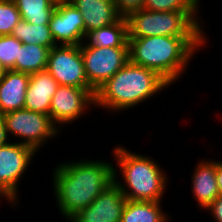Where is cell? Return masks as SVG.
<instances>
[{
  "instance_id": "obj_18",
  "label": "cell",
  "mask_w": 222,
  "mask_h": 222,
  "mask_svg": "<svg viewBox=\"0 0 222 222\" xmlns=\"http://www.w3.org/2000/svg\"><path fill=\"white\" fill-rule=\"evenodd\" d=\"M161 202L126 200L120 222H170Z\"/></svg>"
},
{
  "instance_id": "obj_12",
  "label": "cell",
  "mask_w": 222,
  "mask_h": 222,
  "mask_svg": "<svg viewBox=\"0 0 222 222\" xmlns=\"http://www.w3.org/2000/svg\"><path fill=\"white\" fill-rule=\"evenodd\" d=\"M126 197L112 183L86 208L78 211L67 222H120Z\"/></svg>"
},
{
  "instance_id": "obj_7",
  "label": "cell",
  "mask_w": 222,
  "mask_h": 222,
  "mask_svg": "<svg viewBox=\"0 0 222 222\" xmlns=\"http://www.w3.org/2000/svg\"><path fill=\"white\" fill-rule=\"evenodd\" d=\"M38 153L31 147L9 141L0 147V192L17 208L20 180L30 170L35 155ZM30 165V166H29Z\"/></svg>"
},
{
  "instance_id": "obj_8",
  "label": "cell",
  "mask_w": 222,
  "mask_h": 222,
  "mask_svg": "<svg viewBox=\"0 0 222 222\" xmlns=\"http://www.w3.org/2000/svg\"><path fill=\"white\" fill-rule=\"evenodd\" d=\"M95 106V91L74 86L59 85L52 97L50 117L62 132L64 125L79 121ZM59 125V126H58Z\"/></svg>"
},
{
  "instance_id": "obj_28",
  "label": "cell",
  "mask_w": 222,
  "mask_h": 222,
  "mask_svg": "<svg viewBox=\"0 0 222 222\" xmlns=\"http://www.w3.org/2000/svg\"><path fill=\"white\" fill-rule=\"evenodd\" d=\"M216 182L218 184L219 195L222 196V161L216 159Z\"/></svg>"
},
{
  "instance_id": "obj_30",
  "label": "cell",
  "mask_w": 222,
  "mask_h": 222,
  "mask_svg": "<svg viewBox=\"0 0 222 222\" xmlns=\"http://www.w3.org/2000/svg\"><path fill=\"white\" fill-rule=\"evenodd\" d=\"M1 199L4 200V201L6 200V203L8 202L9 205L15 207V206L0 192V201H1Z\"/></svg>"
},
{
  "instance_id": "obj_5",
  "label": "cell",
  "mask_w": 222,
  "mask_h": 222,
  "mask_svg": "<svg viewBox=\"0 0 222 222\" xmlns=\"http://www.w3.org/2000/svg\"><path fill=\"white\" fill-rule=\"evenodd\" d=\"M200 15L199 11L156 12L141 9L126 18L128 38L183 37L199 52L209 41L204 32V23L201 21L202 15Z\"/></svg>"
},
{
  "instance_id": "obj_19",
  "label": "cell",
  "mask_w": 222,
  "mask_h": 222,
  "mask_svg": "<svg viewBox=\"0 0 222 222\" xmlns=\"http://www.w3.org/2000/svg\"><path fill=\"white\" fill-rule=\"evenodd\" d=\"M50 48L37 44H23L19 49L18 58L15 60L17 72L32 74L47 69Z\"/></svg>"
},
{
  "instance_id": "obj_23",
  "label": "cell",
  "mask_w": 222,
  "mask_h": 222,
  "mask_svg": "<svg viewBox=\"0 0 222 222\" xmlns=\"http://www.w3.org/2000/svg\"><path fill=\"white\" fill-rule=\"evenodd\" d=\"M20 20L21 14L13 0H0V36L11 35Z\"/></svg>"
},
{
  "instance_id": "obj_20",
  "label": "cell",
  "mask_w": 222,
  "mask_h": 222,
  "mask_svg": "<svg viewBox=\"0 0 222 222\" xmlns=\"http://www.w3.org/2000/svg\"><path fill=\"white\" fill-rule=\"evenodd\" d=\"M11 35L23 44H37L50 49L56 46L49 24L36 25L21 19L13 28Z\"/></svg>"
},
{
  "instance_id": "obj_1",
  "label": "cell",
  "mask_w": 222,
  "mask_h": 222,
  "mask_svg": "<svg viewBox=\"0 0 222 222\" xmlns=\"http://www.w3.org/2000/svg\"><path fill=\"white\" fill-rule=\"evenodd\" d=\"M65 161L54 166L50 177L56 207L68 221L114 182V165L102 159Z\"/></svg>"
},
{
  "instance_id": "obj_31",
  "label": "cell",
  "mask_w": 222,
  "mask_h": 222,
  "mask_svg": "<svg viewBox=\"0 0 222 222\" xmlns=\"http://www.w3.org/2000/svg\"><path fill=\"white\" fill-rule=\"evenodd\" d=\"M54 4L58 5L60 4L61 2L63 1H66V0H51Z\"/></svg>"
},
{
  "instance_id": "obj_9",
  "label": "cell",
  "mask_w": 222,
  "mask_h": 222,
  "mask_svg": "<svg viewBox=\"0 0 222 222\" xmlns=\"http://www.w3.org/2000/svg\"><path fill=\"white\" fill-rule=\"evenodd\" d=\"M89 86L96 92L128 61V47H80Z\"/></svg>"
},
{
  "instance_id": "obj_26",
  "label": "cell",
  "mask_w": 222,
  "mask_h": 222,
  "mask_svg": "<svg viewBox=\"0 0 222 222\" xmlns=\"http://www.w3.org/2000/svg\"><path fill=\"white\" fill-rule=\"evenodd\" d=\"M210 216L213 222H222V196L219 195L206 209H204Z\"/></svg>"
},
{
  "instance_id": "obj_10",
  "label": "cell",
  "mask_w": 222,
  "mask_h": 222,
  "mask_svg": "<svg viewBox=\"0 0 222 222\" xmlns=\"http://www.w3.org/2000/svg\"><path fill=\"white\" fill-rule=\"evenodd\" d=\"M46 70L59 85L92 89L85 73L80 45H56L51 48Z\"/></svg>"
},
{
  "instance_id": "obj_4",
  "label": "cell",
  "mask_w": 222,
  "mask_h": 222,
  "mask_svg": "<svg viewBox=\"0 0 222 222\" xmlns=\"http://www.w3.org/2000/svg\"><path fill=\"white\" fill-rule=\"evenodd\" d=\"M128 54L130 62L154 70L174 85L198 52L183 37L152 36L128 38Z\"/></svg>"
},
{
  "instance_id": "obj_15",
  "label": "cell",
  "mask_w": 222,
  "mask_h": 222,
  "mask_svg": "<svg viewBox=\"0 0 222 222\" xmlns=\"http://www.w3.org/2000/svg\"><path fill=\"white\" fill-rule=\"evenodd\" d=\"M30 74L7 70L0 79V115L25 108Z\"/></svg>"
},
{
  "instance_id": "obj_24",
  "label": "cell",
  "mask_w": 222,
  "mask_h": 222,
  "mask_svg": "<svg viewBox=\"0 0 222 222\" xmlns=\"http://www.w3.org/2000/svg\"><path fill=\"white\" fill-rule=\"evenodd\" d=\"M22 45L23 43L12 35L0 36V61L7 70L15 67V60Z\"/></svg>"
},
{
  "instance_id": "obj_11",
  "label": "cell",
  "mask_w": 222,
  "mask_h": 222,
  "mask_svg": "<svg viewBox=\"0 0 222 222\" xmlns=\"http://www.w3.org/2000/svg\"><path fill=\"white\" fill-rule=\"evenodd\" d=\"M49 28L56 45H80L85 36L82 13L69 0L56 6Z\"/></svg>"
},
{
  "instance_id": "obj_2",
  "label": "cell",
  "mask_w": 222,
  "mask_h": 222,
  "mask_svg": "<svg viewBox=\"0 0 222 222\" xmlns=\"http://www.w3.org/2000/svg\"><path fill=\"white\" fill-rule=\"evenodd\" d=\"M169 87L170 84L154 70L128 61L96 90L94 108L124 113L140 107Z\"/></svg>"
},
{
  "instance_id": "obj_13",
  "label": "cell",
  "mask_w": 222,
  "mask_h": 222,
  "mask_svg": "<svg viewBox=\"0 0 222 222\" xmlns=\"http://www.w3.org/2000/svg\"><path fill=\"white\" fill-rule=\"evenodd\" d=\"M191 190L193 201L199 209H206L218 196L219 189L216 180V159L198 161L191 171Z\"/></svg>"
},
{
  "instance_id": "obj_14",
  "label": "cell",
  "mask_w": 222,
  "mask_h": 222,
  "mask_svg": "<svg viewBox=\"0 0 222 222\" xmlns=\"http://www.w3.org/2000/svg\"><path fill=\"white\" fill-rule=\"evenodd\" d=\"M59 84L47 70L30 74L25 97V109L50 116L52 97Z\"/></svg>"
},
{
  "instance_id": "obj_27",
  "label": "cell",
  "mask_w": 222,
  "mask_h": 222,
  "mask_svg": "<svg viewBox=\"0 0 222 222\" xmlns=\"http://www.w3.org/2000/svg\"><path fill=\"white\" fill-rule=\"evenodd\" d=\"M9 141H11V140H9V137L7 135L4 119H3L2 115H0V147L3 144L8 143Z\"/></svg>"
},
{
  "instance_id": "obj_3",
  "label": "cell",
  "mask_w": 222,
  "mask_h": 222,
  "mask_svg": "<svg viewBox=\"0 0 222 222\" xmlns=\"http://www.w3.org/2000/svg\"><path fill=\"white\" fill-rule=\"evenodd\" d=\"M112 150L113 160L117 162V166H113L114 183L121 189L126 200L163 203L161 200L169 179L160 163L149 155L130 151L122 144ZM117 176H120V180Z\"/></svg>"
},
{
  "instance_id": "obj_22",
  "label": "cell",
  "mask_w": 222,
  "mask_h": 222,
  "mask_svg": "<svg viewBox=\"0 0 222 222\" xmlns=\"http://www.w3.org/2000/svg\"><path fill=\"white\" fill-rule=\"evenodd\" d=\"M200 0H145V10L165 11H200Z\"/></svg>"
},
{
  "instance_id": "obj_29",
  "label": "cell",
  "mask_w": 222,
  "mask_h": 222,
  "mask_svg": "<svg viewBox=\"0 0 222 222\" xmlns=\"http://www.w3.org/2000/svg\"><path fill=\"white\" fill-rule=\"evenodd\" d=\"M7 68L0 61V79L5 75Z\"/></svg>"
},
{
  "instance_id": "obj_25",
  "label": "cell",
  "mask_w": 222,
  "mask_h": 222,
  "mask_svg": "<svg viewBox=\"0 0 222 222\" xmlns=\"http://www.w3.org/2000/svg\"><path fill=\"white\" fill-rule=\"evenodd\" d=\"M117 12L121 17L127 18L131 13L144 8L145 0H113Z\"/></svg>"
},
{
  "instance_id": "obj_21",
  "label": "cell",
  "mask_w": 222,
  "mask_h": 222,
  "mask_svg": "<svg viewBox=\"0 0 222 222\" xmlns=\"http://www.w3.org/2000/svg\"><path fill=\"white\" fill-rule=\"evenodd\" d=\"M13 2L21 14V19L36 25L49 24L57 6L51 0H13Z\"/></svg>"
},
{
  "instance_id": "obj_17",
  "label": "cell",
  "mask_w": 222,
  "mask_h": 222,
  "mask_svg": "<svg viewBox=\"0 0 222 222\" xmlns=\"http://www.w3.org/2000/svg\"><path fill=\"white\" fill-rule=\"evenodd\" d=\"M80 47H128V23L121 17L117 22L85 33Z\"/></svg>"
},
{
  "instance_id": "obj_16",
  "label": "cell",
  "mask_w": 222,
  "mask_h": 222,
  "mask_svg": "<svg viewBox=\"0 0 222 222\" xmlns=\"http://www.w3.org/2000/svg\"><path fill=\"white\" fill-rule=\"evenodd\" d=\"M82 13L85 33L117 22L118 14L113 0H69Z\"/></svg>"
},
{
  "instance_id": "obj_6",
  "label": "cell",
  "mask_w": 222,
  "mask_h": 222,
  "mask_svg": "<svg viewBox=\"0 0 222 222\" xmlns=\"http://www.w3.org/2000/svg\"><path fill=\"white\" fill-rule=\"evenodd\" d=\"M2 117L9 139L27 145L36 152L62 133L49 115L25 108L5 113Z\"/></svg>"
}]
</instances>
